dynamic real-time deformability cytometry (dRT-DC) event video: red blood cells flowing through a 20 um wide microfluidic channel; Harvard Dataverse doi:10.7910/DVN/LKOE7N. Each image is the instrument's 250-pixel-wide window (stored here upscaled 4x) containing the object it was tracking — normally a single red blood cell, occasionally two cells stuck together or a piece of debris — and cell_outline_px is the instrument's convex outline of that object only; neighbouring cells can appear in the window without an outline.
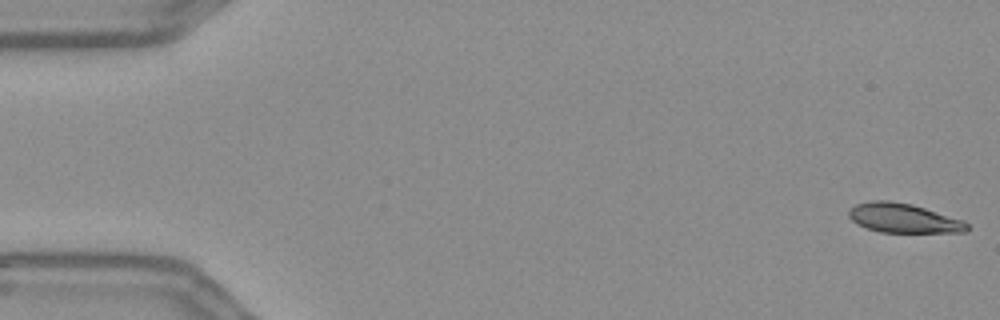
{"species": "Egyptian fruit bat (a non-hibernating species)", "species_latin": "Rousettus aegyptiacus", "temperature_condition": "warm", "stored_images_in_passage": 55, "camera_frame_rate_fps": 3000, "um_per_image_px": 0.085, "frame": {"image": 1, "passage_image": 1, "time_ms": 0.0, "image_size_px": [1000, 320], "cell_outline_px": [[968, 232], [880, 232], [856, 224], [848, 216], [848, 208], [856, 204], [872, 200], [888, 200], [912, 204], [964, 220], [968, 224]], "centroid_in_image_um": [76.77, 18.53], "position_along_channel_um": 8.2, "area_um2": 20.29}}
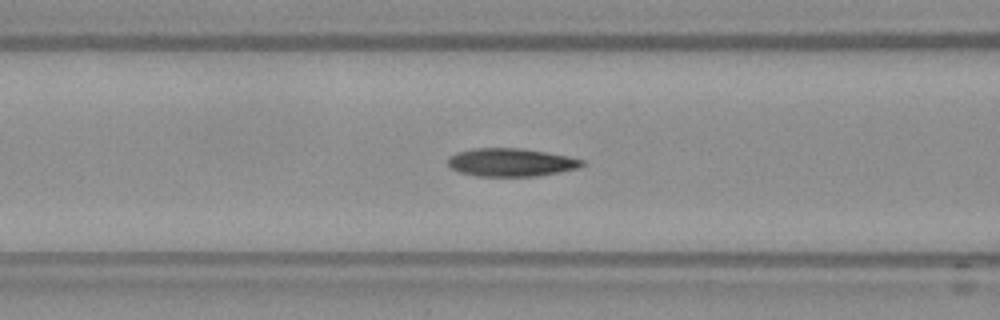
{"frame": {"image": 2, "passage_image": 22, "time_ms": 7.0, "image_size_px": [1000, 320], "cell_outline_px": [[588, 164], [576, 168], [560, 172], [536, 176], [476, 176], [460, 172], [452, 168], [448, 164], [448, 156], [456, 152], [472, 148], [520, 148], [568, 156], [584, 160]], "centroid_in_image_um": [43.43, 13.8], "position_along_channel_um": 123.2, "area_um2": 22.02}}
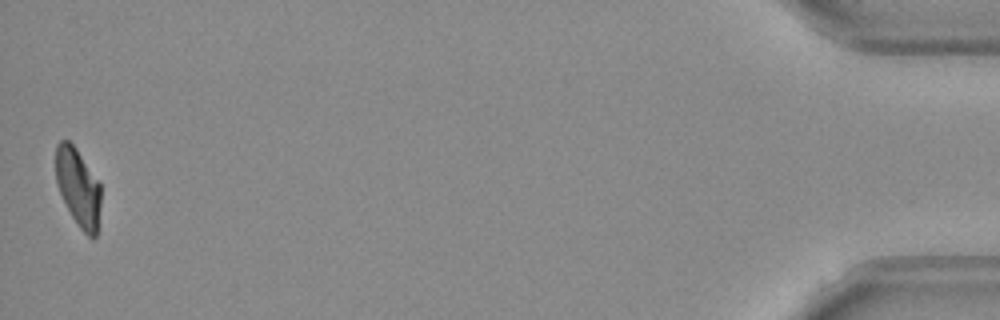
{"frame": {"image": 3, "passage_image": 55, "time_ms": 18.0, "image_size_px": [1000, 320], "cell_outline_px": [[100, 204], [96, 236], [92, 240], [80, 228], [72, 216], [56, 184], [56, 144], [60, 140], [68, 140], [76, 148], [100, 184]], "centroid_in_image_um": [6.63, 15.92], "position_along_channel_um": 428.6, "area_um2": 20.17}, "authors_computed_cell_mechanics": {"area_um2": 22.0218, "velocity_mm_per_s": 3.6472, "shape_relaxation_time_tau1_ms": null, "shape_relaxation_time_tau2_ms": 2.4208, "deformation_change_tau1": null, "deformation_change_tau2": 0.0775}}